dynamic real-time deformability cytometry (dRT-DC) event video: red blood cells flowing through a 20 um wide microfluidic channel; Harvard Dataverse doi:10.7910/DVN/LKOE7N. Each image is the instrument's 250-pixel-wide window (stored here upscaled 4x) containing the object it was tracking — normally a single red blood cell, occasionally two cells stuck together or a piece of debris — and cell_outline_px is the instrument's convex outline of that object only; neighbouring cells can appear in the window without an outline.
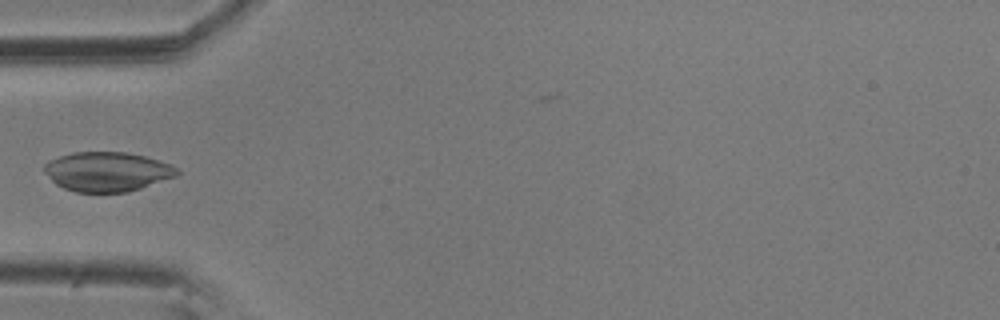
{"species": "common noctule bat (a hibernating species)", "species_latin": "Nyctalus noctula", "temperature_condition": "room temperature", "stored_images_in_passage": 6, "camera_frame_rate_fps": 3000, "um_per_image_px": 0.085, "animal": {"sex": "male", "body_mass_g": 20.5, "forearm_length_mm": 52.5}, "frame": {"image": 1, "passage_image": 5, "time_ms": 1.333, "image_size_px": [1000, 320], "cell_outline_px": [[180, 172], [176, 176], [128, 192], [76, 192], [64, 188], [56, 184], [44, 172], [44, 164], [60, 156], [72, 152], [124, 152], [144, 156], [172, 164]], "centroid_in_image_um": [9.11, 14.59], "position_along_channel_um": 75.9, "area_um2": 30.35}}